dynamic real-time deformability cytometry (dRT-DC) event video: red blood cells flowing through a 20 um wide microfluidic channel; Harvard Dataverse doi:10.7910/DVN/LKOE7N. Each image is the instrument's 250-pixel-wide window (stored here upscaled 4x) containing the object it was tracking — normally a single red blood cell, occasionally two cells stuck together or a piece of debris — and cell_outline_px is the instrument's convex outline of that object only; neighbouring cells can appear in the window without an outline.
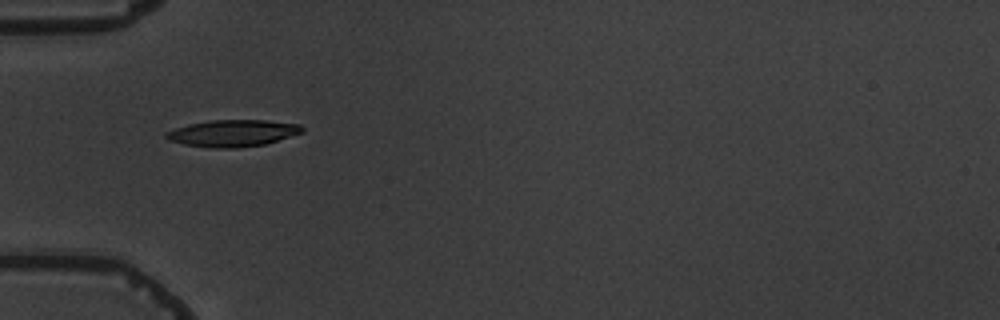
{"species": "common noctule bat (a hibernating species)", "species_latin": "Nyctalus noctula", "temperature_condition": "warm", "stored_images_in_passage": 5, "camera_frame_rate_fps": 3000, "um_per_image_px": 0.085, "animal": {"sex": "male", "body_mass_g": 19.5, "forearm_length_mm": 54.6}, "frame": {"image": 1, "passage_image": 5, "time_ms": 5.0, "image_size_px": [1000, 320], "cell_outline_px": [[304, 132], [264, 144], [236, 148], [212, 148], [184, 144], [168, 140], [164, 136], [164, 132], [188, 124], [208, 120], [264, 120], [300, 124], [304, 128]], "centroid_in_image_um": [19.76, 11.31], "position_along_channel_um": 65.2, "area_um2": 21.27}}